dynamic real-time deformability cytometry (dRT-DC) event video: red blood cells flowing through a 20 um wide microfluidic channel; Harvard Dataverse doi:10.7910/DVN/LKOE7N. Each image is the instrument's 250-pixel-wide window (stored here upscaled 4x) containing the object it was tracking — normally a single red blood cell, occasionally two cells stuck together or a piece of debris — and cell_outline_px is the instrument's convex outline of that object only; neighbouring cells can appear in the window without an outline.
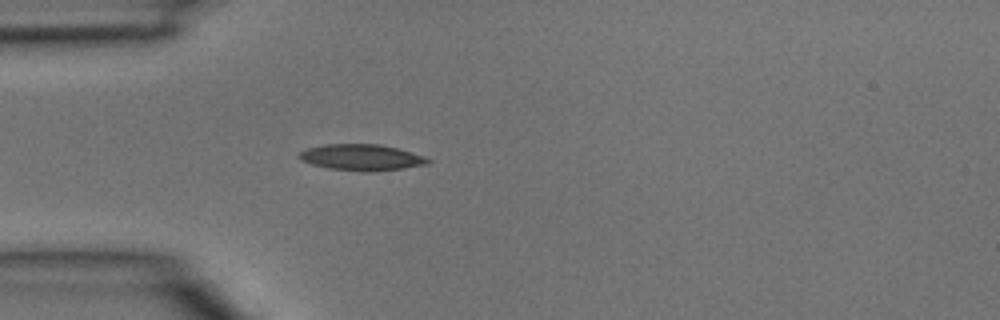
{"species": "common noctule bat (a hibernating species)", "species_latin": "Nyctalus noctula", "temperature_condition": "room temperature", "stored_images_in_passage": 3, "camera_frame_rate_fps": 3000, "um_per_image_px": 0.085, "animal": {"sex": "male", "body_mass_g": 15.6}, "frame": {"image": 1, "passage_image": 3, "time_ms": 0.667, "image_size_px": [1000, 320], "cell_outline_px": [[432, 160], [428, 164], [404, 168], [368, 172], [364, 172], [328, 168], [312, 164], [296, 156], [300, 152], [308, 148], [324, 144], [380, 144], [396, 148], [424, 156]], "centroid_in_image_um": [30.74, 13.38], "position_along_channel_um": 54.3, "area_um2": 19.54}}